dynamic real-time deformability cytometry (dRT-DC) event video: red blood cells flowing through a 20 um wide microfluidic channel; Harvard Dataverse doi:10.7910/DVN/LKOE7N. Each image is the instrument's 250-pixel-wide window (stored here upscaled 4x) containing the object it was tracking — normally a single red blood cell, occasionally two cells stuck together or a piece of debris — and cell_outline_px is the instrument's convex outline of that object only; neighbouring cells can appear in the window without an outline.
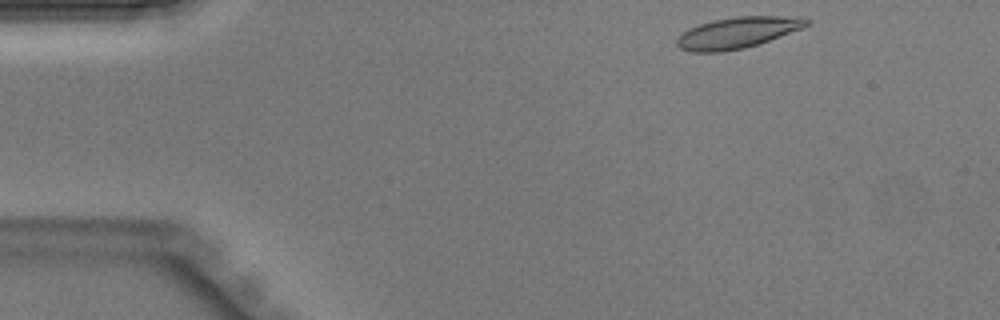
{"species": "Egyptian fruit bat (a non-hibernating species)", "species_latin": "Rousettus aegyptiacus", "temperature_condition": "warm", "stored_images_in_passage": 39, "camera_frame_rate_fps": 3000, "um_per_image_px": 0.085, "animal": {"sex": "male"}, "frame": {"image": 1, "passage_image": 1, "time_ms": 0.0, "image_size_px": [1000, 320], "cell_outline_px": [[812, 20], [804, 28], [744, 48], [720, 52], [692, 52], [680, 48], [676, 44], [676, 40], [688, 28], [712, 20], [736, 16], [780, 16]], "centroid_in_image_um": [62.65, 2.78], "position_along_channel_um": 22.3, "area_um2": 23.24}}
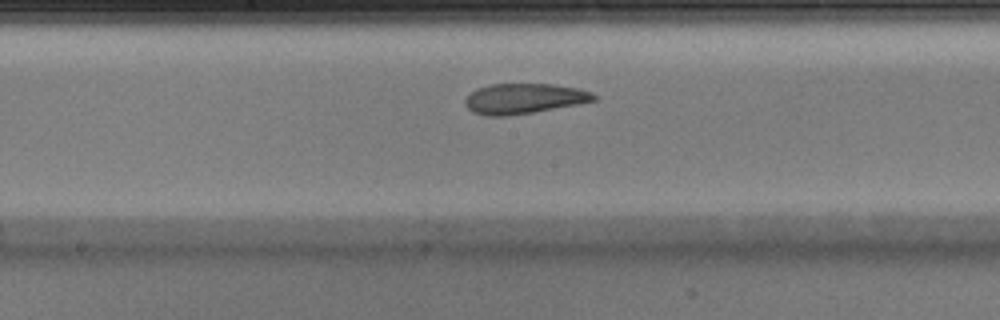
{"frame": {"image": 2, "passage_image": 18, "time_ms": 5.667, "image_size_px": [1000, 320], "cell_outline_px": [[596, 100], [580, 104], [532, 112], [504, 116], [484, 116], [472, 112], [464, 104], [464, 100], [476, 88], [488, 84], [552, 84], [576, 88], [592, 92], [596, 96]], "centroid_in_image_um": [44.51, 8.38], "position_along_channel_um": 203.7, "area_um2": 22.72}}
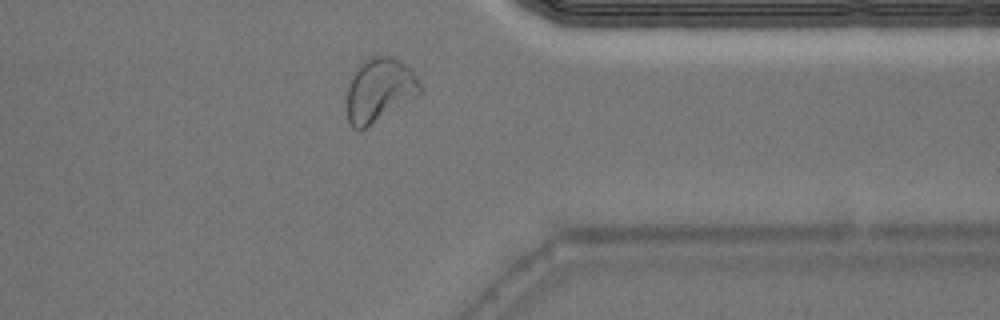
{"frame": {"image": 3, "passage_image": 30, "time_ms": 9.667, "image_size_px": [1000, 320], "cell_outline_px": [[420, 96], [360, 132], [356, 132], [348, 124], [344, 108], [348, 84], [352, 76], [360, 64], [364, 60], [372, 56], [392, 56], [400, 60], [412, 68], [420, 84]], "centroid_in_image_um": [32.22, 7.71], "position_along_channel_um": 379.2, "area_um2": 28.32}}